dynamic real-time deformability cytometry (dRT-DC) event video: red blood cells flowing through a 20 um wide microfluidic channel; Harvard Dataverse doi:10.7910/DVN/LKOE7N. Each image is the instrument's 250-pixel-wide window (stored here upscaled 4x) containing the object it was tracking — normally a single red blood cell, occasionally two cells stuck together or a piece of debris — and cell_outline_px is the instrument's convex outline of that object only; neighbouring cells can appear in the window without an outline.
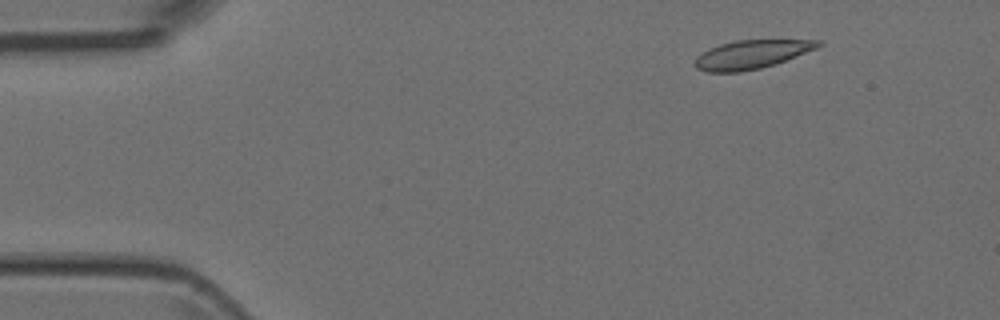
{"species": "Egyptian fruit bat (a non-hibernating species)", "species_latin": "Rousettus aegyptiacus", "temperature_condition": "room temperature", "stored_images_in_passage": 29, "camera_frame_rate_fps": 3000, "um_per_image_px": 0.085, "animal": {"sex": "female"}, "frame": {"image": 1, "passage_image": 1, "time_ms": 0.0, "image_size_px": [1000, 320], "cell_outline_px": [[824, 44], [816, 48], [776, 64], [760, 68], [740, 72], [708, 72], [696, 68], [692, 64], [696, 56], [720, 44], [736, 40], [820, 40]], "centroid_in_image_um": [63.86, 4.63], "position_along_channel_um": 21.1, "area_um2": 20.46}}
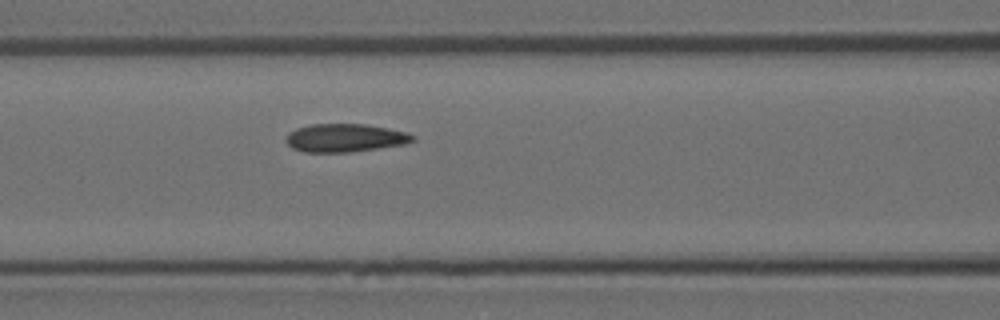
{"frame": {"image": 2, "passage_image": 16, "time_ms": 5.0, "image_size_px": [1000, 320], "cell_outline_px": [[416, 140], [404, 144], [348, 152], [304, 152], [292, 148], [284, 140], [288, 132], [296, 128], [312, 124], [364, 124], [388, 128], [408, 132], [416, 136]], "centroid_in_image_um": [29.32, 11.71], "position_along_channel_um": 137.3, "area_um2": 20.87}}
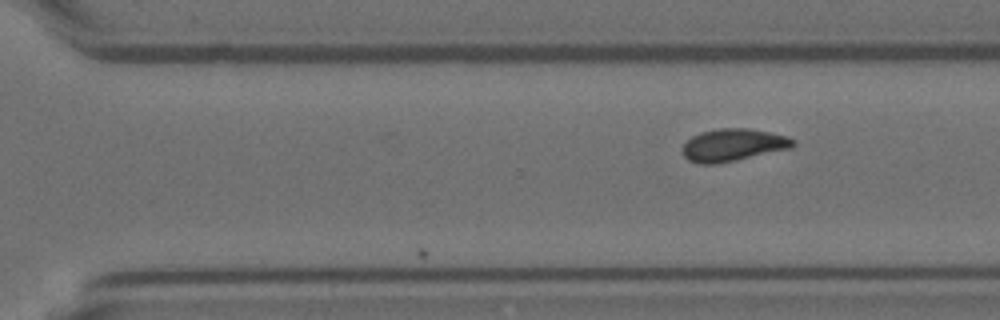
{"frame": {"image": 3, "passage_image": 29, "time_ms": 9.333, "image_size_px": [1000, 320], "cell_outline_px": [[796, 144], [792, 148], [736, 160], [712, 164], [700, 164], [688, 160], [684, 156], [684, 144], [692, 136], [700, 132], [720, 128], [748, 128], [768, 132], [784, 136], [796, 140]], "centroid_in_image_um": [62.32, 12.32], "position_along_channel_um": 308.3, "area_um2": 20.69}}